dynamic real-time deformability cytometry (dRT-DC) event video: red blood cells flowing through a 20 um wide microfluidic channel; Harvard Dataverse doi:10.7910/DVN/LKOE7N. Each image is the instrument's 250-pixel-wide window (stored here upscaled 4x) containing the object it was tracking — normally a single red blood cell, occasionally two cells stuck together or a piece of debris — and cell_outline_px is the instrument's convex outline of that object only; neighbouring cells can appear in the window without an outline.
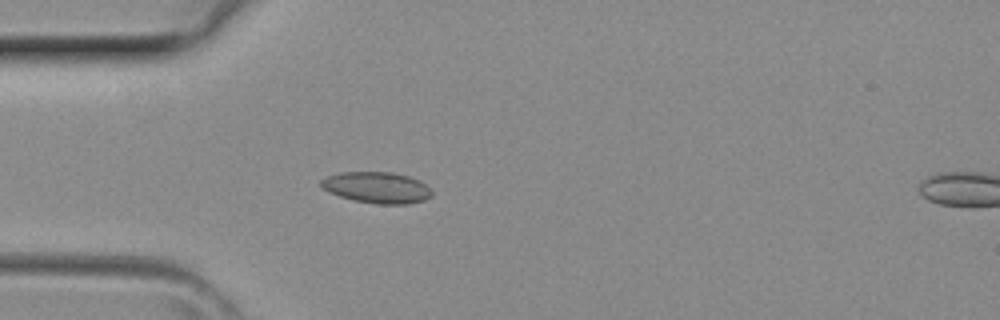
{"species": "common noctule bat (a hibernating species)", "species_latin": "Nyctalus noctula", "temperature_condition": "room temperature", "stored_images_in_passage": 5, "camera_frame_rate_fps": 3000, "um_per_image_px": 0.085, "animal": {"sex": "female", "body_mass_g": 29.2, "forearm_length_mm": 56.3}, "frame": {"image": 1, "passage_image": 4, "time_ms": 1.0, "image_size_px": [1000, 320], "cell_outline_px": [[432, 196], [424, 200], [408, 204], [376, 204], [352, 200], [328, 192], [320, 184], [320, 180], [328, 176], [340, 172], [392, 172], [408, 176], [420, 180], [432, 192]], "centroid_in_image_um": [32.03, 15.94], "position_along_channel_um": 53.0, "area_um2": 20.17}}